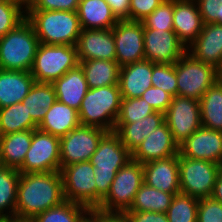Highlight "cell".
<instances>
[{
  "label": "cell",
  "instance_id": "cell-44",
  "mask_svg": "<svg viewBox=\"0 0 222 222\" xmlns=\"http://www.w3.org/2000/svg\"><path fill=\"white\" fill-rule=\"evenodd\" d=\"M80 0H36L26 11H75L77 12Z\"/></svg>",
  "mask_w": 222,
  "mask_h": 222
},
{
  "label": "cell",
  "instance_id": "cell-12",
  "mask_svg": "<svg viewBox=\"0 0 222 222\" xmlns=\"http://www.w3.org/2000/svg\"><path fill=\"white\" fill-rule=\"evenodd\" d=\"M108 131L79 125L60 138V170L70 164L89 161Z\"/></svg>",
  "mask_w": 222,
  "mask_h": 222
},
{
  "label": "cell",
  "instance_id": "cell-16",
  "mask_svg": "<svg viewBox=\"0 0 222 222\" xmlns=\"http://www.w3.org/2000/svg\"><path fill=\"white\" fill-rule=\"evenodd\" d=\"M178 155L220 164L222 132L201 127L178 145Z\"/></svg>",
  "mask_w": 222,
  "mask_h": 222
},
{
  "label": "cell",
  "instance_id": "cell-4",
  "mask_svg": "<svg viewBox=\"0 0 222 222\" xmlns=\"http://www.w3.org/2000/svg\"><path fill=\"white\" fill-rule=\"evenodd\" d=\"M121 100L119 84L89 89L78 110L80 125L114 131Z\"/></svg>",
  "mask_w": 222,
  "mask_h": 222
},
{
  "label": "cell",
  "instance_id": "cell-19",
  "mask_svg": "<svg viewBox=\"0 0 222 222\" xmlns=\"http://www.w3.org/2000/svg\"><path fill=\"white\" fill-rule=\"evenodd\" d=\"M203 26L195 0H174L173 30L186 48L196 40Z\"/></svg>",
  "mask_w": 222,
  "mask_h": 222
},
{
  "label": "cell",
  "instance_id": "cell-2",
  "mask_svg": "<svg viewBox=\"0 0 222 222\" xmlns=\"http://www.w3.org/2000/svg\"><path fill=\"white\" fill-rule=\"evenodd\" d=\"M132 160V153L122 144L115 131H108L90 158L96 181V209L108 194L117 172Z\"/></svg>",
  "mask_w": 222,
  "mask_h": 222
},
{
  "label": "cell",
  "instance_id": "cell-41",
  "mask_svg": "<svg viewBox=\"0 0 222 222\" xmlns=\"http://www.w3.org/2000/svg\"><path fill=\"white\" fill-rule=\"evenodd\" d=\"M197 222H222V203L212 197L199 199Z\"/></svg>",
  "mask_w": 222,
  "mask_h": 222
},
{
  "label": "cell",
  "instance_id": "cell-35",
  "mask_svg": "<svg viewBox=\"0 0 222 222\" xmlns=\"http://www.w3.org/2000/svg\"><path fill=\"white\" fill-rule=\"evenodd\" d=\"M37 127L22 102L0 108V135L35 130Z\"/></svg>",
  "mask_w": 222,
  "mask_h": 222
},
{
  "label": "cell",
  "instance_id": "cell-32",
  "mask_svg": "<svg viewBox=\"0 0 222 222\" xmlns=\"http://www.w3.org/2000/svg\"><path fill=\"white\" fill-rule=\"evenodd\" d=\"M175 194L178 193L164 192L150 187L144 182L137 191L128 211L166 213Z\"/></svg>",
  "mask_w": 222,
  "mask_h": 222
},
{
  "label": "cell",
  "instance_id": "cell-17",
  "mask_svg": "<svg viewBox=\"0 0 222 222\" xmlns=\"http://www.w3.org/2000/svg\"><path fill=\"white\" fill-rule=\"evenodd\" d=\"M75 47L78 61L92 59L116 61L112 29H82Z\"/></svg>",
  "mask_w": 222,
  "mask_h": 222
},
{
  "label": "cell",
  "instance_id": "cell-3",
  "mask_svg": "<svg viewBox=\"0 0 222 222\" xmlns=\"http://www.w3.org/2000/svg\"><path fill=\"white\" fill-rule=\"evenodd\" d=\"M26 19L45 45L75 46L82 30L75 11H26Z\"/></svg>",
  "mask_w": 222,
  "mask_h": 222
},
{
  "label": "cell",
  "instance_id": "cell-48",
  "mask_svg": "<svg viewBox=\"0 0 222 222\" xmlns=\"http://www.w3.org/2000/svg\"><path fill=\"white\" fill-rule=\"evenodd\" d=\"M92 216L98 222H130L125 214L120 213H104L101 211H93Z\"/></svg>",
  "mask_w": 222,
  "mask_h": 222
},
{
  "label": "cell",
  "instance_id": "cell-11",
  "mask_svg": "<svg viewBox=\"0 0 222 222\" xmlns=\"http://www.w3.org/2000/svg\"><path fill=\"white\" fill-rule=\"evenodd\" d=\"M20 173H46L60 171V138L49 133L32 130V141Z\"/></svg>",
  "mask_w": 222,
  "mask_h": 222
},
{
  "label": "cell",
  "instance_id": "cell-34",
  "mask_svg": "<svg viewBox=\"0 0 222 222\" xmlns=\"http://www.w3.org/2000/svg\"><path fill=\"white\" fill-rule=\"evenodd\" d=\"M93 211L88 207L64 201L62 204L40 213L32 222H87Z\"/></svg>",
  "mask_w": 222,
  "mask_h": 222
},
{
  "label": "cell",
  "instance_id": "cell-15",
  "mask_svg": "<svg viewBox=\"0 0 222 222\" xmlns=\"http://www.w3.org/2000/svg\"><path fill=\"white\" fill-rule=\"evenodd\" d=\"M145 59L154 64H174L186 52L174 30L144 29Z\"/></svg>",
  "mask_w": 222,
  "mask_h": 222
},
{
  "label": "cell",
  "instance_id": "cell-38",
  "mask_svg": "<svg viewBox=\"0 0 222 222\" xmlns=\"http://www.w3.org/2000/svg\"><path fill=\"white\" fill-rule=\"evenodd\" d=\"M26 19V10L15 0H0V38Z\"/></svg>",
  "mask_w": 222,
  "mask_h": 222
},
{
  "label": "cell",
  "instance_id": "cell-20",
  "mask_svg": "<svg viewBox=\"0 0 222 222\" xmlns=\"http://www.w3.org/2000/svg\"><path fill=\"white\" fill-rule=\"evenodd\" d=\"M144 182L155 189L180 193L178 155L142 164Z\"/></svg>",
  "mask_w": 222,
  "mask_h": 222
},
{
  "label": "cell",
  "instance_id": "cell-18",
  "mask_svg": "<svg viewBox=\"0 0 222 222\" xmlns=\"http://www.w3.org/2000/svg\"><path fill=\"white\" fill-rule=\"evenodd\" d=\"M176 155L178 144L173 140L172 133L164 122L133 151L132 160L144 164Z\"/></svg>",
  "mask_w": 222,
  "mask_h": 222
},
{
  "label": "cell",
  "instance_id": "cell-29",
  "mask_svg": "<svg viewBox=\"0 0 222 222\" xmlns=\"http://www.w3.org/2000/svg\"><path fill=\"white\" fill-rule=\"evenodd\" d=\"M89 89L119 84L120 66L116 61L92 59L79 61Z\"/></svg>",
  "mask_w": 222,
  "mask_h": 222
},
{
  "label": "cell",
  "instance_id": "cell-50",
  "mask_svg": "<svg viewBox=\"0 0 222 222\" xmlns=\"http://www.w3.org/2000/svg\"><path fill=\"white\" fill-rule=\"evenodd\" d=\"M19 5H21L25 10L31 7L36 0H15Z\"/></svg>",
  "mask_w": 222,
  "mask_h": 222
},
{
  "label": "cell",
  "instance_id": "cell-45",
  "mask_svg": "<svg viewBox=\"0 0 222 222\" xmlns=\"http://www.w3.org/2000/svg\"><path fill=\"white\" fill-rule=\"evenodd\" d=\"M165 0H130V20L141 22Z\"/></svg>",
  "mask_w": 222,
  "mask_h": 222
},
{
  "label": "cell",
  "instance_id": "cell-36",
  "mask_svg": "<svg viewBox=\"0 0 222 222\" xmlns=\"http://www.w3.org/2000/svg\"><path fill=\"white\" fill-rule=\"evenodd\" d=\"M199 199L178 193L173 196L166 215L169 222H197Z\"/></svg>",
  "mask_w": 222,
  "mask_h": 222
},
{
  "label": "cell",
  "instance_id": "cell-42",
  "mask_svg": "<svg viewBox=\"0 0 222 222\" xmlns=\"http://www.w3.org/2000/svg\"><path fill=\"white\" fill-rule=\"evenodd\" d=\"M204 24L222 25V0H195Z\"/></svg>",
  "mask_w": 222,
  "mask_h": 222
},
{
  "label": "cell",
  "instance_id": "cell-21",
  "mask_svg": "<svg viewBox=\"0 0 222 222\" xmlns=\"http://www.w3.org/2000/svg\"><path fill=\"white\" fill-rule=\"evenodd\" d=\"M187 52L195 59L220 70L222 67V25L204 24L199 36L187 48Z\"/></svg>",
  "mask_w": 222,
  "mask_h": 222
},
{
  "label": "cell",
  "instance_id": "cell-47",
  "mask_svg": "<svg viewBox=\"0 0 222 222\" xmlns=\"http://www.w3.org/2000/svg\"><path fill=\"white\" fill-rule=\"evenodd\" d=\"M119 20H130V0H105Z\"/></svg>",
  "mask_w": 222,
  "mask_h": 222
},
{
  "label": "cell",
  "instance_id": "cell-54",
  "mask_svg": "<svg viewBox=\"0 0 222 222\" xmlns=\"http://www.w3.org/2000/svg\"><path fill=\"white\" fill-rule=\"evenodd\" d=\"M220 172L222 173V161L220 163Z\"/></svg>",
  "mask_w": 222,
  "mask_h": 222
},
{
  "label": "cell",
  "instance_id": "cell-46",
  "mask_svg": "<svg viewBox=\"0 0 222 222\" xmlns=\"http://www.w3.org/2000/svg\"><path fill=\"white\" fill-rule=\"evenodd\" d=\"M130 222H169L166 213L127 211L124 213Z\"/></svg>",
  "mask_w": 222,
  "mask_h": 222
},
{
  "label": "cell",
  "instance_id": "cell-6",
  "mask_svg": "<svg viewBox=\"0 0 222 222\" xmlns=\"http://www.w3.org/2000/svg\"><path fill=\"white\" fill-rule=\"evenodd\" d=\"M144 183L142 164L130 160L116 174L108 194L94 211L124 214L130 209L134 197Z\"/></svg>",
  "mask_w": 222,
  "mask_h": 222
},
{
  "label": "cell",
  "instance_id": "cell-33",
  "mask_svg": "<svg viewBox=\"0 0 222 222\" xmlns=\"http://www.w3.org/2000/svg\"><path fill=\"white\" fill-rule=\"evenodd\" d=\"M19 180L18 169L0 167V219L15 217Z\"/></svg>",
  "mask_w": 222,
  "mask_h": 222
},
{
  "label": "cell",
  "instance_id": "cell-28",
  "mask_svg": "<svg viewBox=\"0 0 222 222\" xmlns=\"http://www.w3.org/2000/svg\"><path fill=\"white\" fill-rule=\"evenodd\" d=\"M31 141L32 130L0 135V151L3 166L19 169L23 165Z\"/></svg>",
  "mask_w": 222,
  "mask_h": 222
},
{
  "label": "cell",
  "instance_id": "cell-9",
  "mask_svg": "<svg viewBox=\"0 0 222 222\" xmlns=\"http://www.w3.org/2000/svg\"><path fill=\"white\" fill-rule=\"evenodd\" d=\"M180 193L201 199L211 197L220 164L178 155Z\"/></svg>",
  "mask_w": 222,
  "mask_h": 222
},
{
  "label": "cell",
  "instance_id": "cell-25",
  "mask_svg": "<svg viewBox=\"0 0 222 222\" xmlns=\"http://www.w3.org/2000/svg\"><path fill=\"white\" fill-rule=\"evenodd\" d=\"M164 122V113L155 111L137 122L115 123L114 131L119 135L122 144L133 153L143 140Z\"/></svg>",
  "mask_w": 222,
  "mask_h": 222
},
{
  "label": "cell",
  "instance_id": "cell-30",
  "mask_svg": "<svg viewBox=\"0 0 222 222\" xmlns=\"http://www.w3.org/2000/svg\"><path fill=\"white\" fill-rule=\"evenodd\" d=\"M202 127L222 132V79L209 87L199 100Z\"/></svg>",
  "mask_w": 222,
  "mask_h": 222
},
{
  "label": "cell",
  "instance_id": "cell-22",
  "mask_svg": "<svg viewBox=\"0 0 222 222\" xmlns=\"http://www.w3.org/2000/svg\"><path fill=\"white\" fill-rule=\"evenodd\" d=\"M153 63L142 60L120 67L119 87L122 98H139L152 86Z\"/></svg>",
  "mask_w": 222,
  "mask_h": 222
},
{
  "label": "cell",
  "instance_id": "cell-1",
  "mask_svg": "<svg viewBox=\"0 0 222 222\" xmlns=\"http://www.w3.org/2000/svg\"><path fill=\"white\" fill-rule=\"evenodd\" d=\"M65 200L60 171L20 173L15 218L32 220Z\"/></svg>",
  "mask_w": 222,
  "mask_h": 222
},
{
  "label": "cell",
  "instance_id": "cell-31",
  "mask_svg": "<svg viewBox=\"0 0 222 222\" xmlns=\"http://www.w3.org/2000/svg\"><path fill=\"white\" fill-rule=\"evenodd\" d=\"M57 97L52 83L35 82L28 95L22 100L32 120L39 125L47 110L56 102Z\"/></svg>",
  "mask_w": 222,
  "mask_h": 222
},
{
  "label": "cell",
  "instance_id": "cell-26",
  "mask_svg": "<svg viewBox=\"0 0 222 222\" xmlns=\"http://www.w3.org/2000/svg\"><path fill=\"white\" fill-rule=\"evenodd\" d=\"M77 14L81 29H112L119 21L105 0H80Z\"/></svg>",
  "mask_w": 222,
  "mask_h": 222
},
{
  "label": "cell",
  "instance_id": "cell-49",
  "mask_svg": "<svg viewBox=\"0 0 222 222\" xmlns=\"http://www.w3.org/2000/svg\"><path fill=\"white\" fill-rule=\"evenodd\" d=\"M211 197L215 199L216 201L222 203V173L221 172L217 177Z\"/></svg>",
  "mask_w": 222,
  "mask_h": 222
},
{
  "label": "cell",
  "instance_id": "cell-24",
  "mask_svg": "<svg viewBox=\"0 0 222 222\" xmlns=\"http://www.w3.org/2000/svg\"><path fill=\"white\" fill-rule=\"evenodd\" d=\"M35 82L30 71L0 69V108L22 102Z\"/></svg>",
  "mask_w": 222,
  "mask_h": 222
},
{
  "label": "cell",
  "instance_id": "cell-27",
  "mask_svg": "<svg viewBox=\"0 0 222 222\" xmlns=\"http://www.w3.org/2000/svg\"><path fill=\"white\" fill-rule=\"evenodd\" d=\"M79 125L78 111L56 100L37 129L61 138Z\"/></svg>",
  "mask_w": 222,
  "mask_h": 222
},
{
  "label": "cell",
  "instance_id": "cell-23",
  "mask_svg": "<svg viewBox=\"0 0 222 222\" xmlns=\"http://www.w3.org/2000/svg\"><path fill=\"white\" fill-rule=\"evenodd\" d=\"M52 84L54 85L57 100L78 111L89 90L81 66L78 64Z\"/></svg>",
  "mask_w": 222,
  "mask_h": 222
},
{
  "label": "cell",
  "instance_id": "cell-43",
  "mask_svg": "<svg viewBox=\"0 0 222 222\" xmlns=\"http://www.w3.org/2000/svg\"><path fill=\"white\" fill-rule=\"evenodd\" d=\"M142 99L151 105L154 111L165 113L171 103L172 96L161 88L151 86L142 95Z\"/></svg>",
  "mask_w": 222,
  "mask_h": 222
},
{
  "label": "cell",
  "instance_id": "cell-37",
  "mask_svg": "<svg viewBox=\"0 0 222 222\" xmlns=\"http://www.w3.org/2000/svg\"><path fill=\"white\" fill-rule=\"evenodd\" d=\"M154 112L151 105L145 102V99L141 97L122 98L116 123L137 122Z\"/></svg>",
  "mask_w": 222,
  "mask_h": 222
},
{
  "label": "cell",
  "instance_id": "cell-51",
  "mask_svg": "<svg viewBox=\"0 0 222 222\" xmlns=\"http://www.w3.org/2000/svg\"><path fill=\"white\" fill-rule=\"evenodd\" d=\"M0 222H32V220L19 219V218H4L0 219Z\"/></svg>",
  "mask_w": 222,
  "mask_h": 222
},
{
  "label": "cell",
  "instance_id": "cell-53",
  "mask_svg": "<svg viewBox=\"0 0 222 222\" xmlns=\"http://www.w3.org/2000/svg\"><path fill=\"white\" fill-rule=\"evenodd\" d=\"M3 164H2V160H1V151H0V167H2Z\"/></svg>",
  "mask_w": 222,
  "mask_h": 222
},
{
  "label": "cell",
  "instance_id": "cell-52",
  "mask_svg": "<svg viewBox=\"0 0 222 222\" xmlns=\"http://www.w3.org/2000/svg\"><path fill=\"white\" fill-rule=\"evenodd\" d=\"M91 222H98L93 216H91Z\"/></svg>",
  "mask_w": 222,
  "mask_h": 222
},
{
  "label": "cell",
  "instance_id": "cell-8",
  "mask_svg": "<svg viewBox=\"0 0 222 222\" xmlns=\"http://www.w3.org/2000/svg\"><path fill=\"white\" fill-rule=\"evenodd\" d=\"M78 64L75 46L40 43L30 72L36 82L53 83Z\"/></svg>",
  "mask_w": 222,
  "mask_h": 222
},
{
  "label": "cell",
  "instance_id": "cell-40",
  "mask_svg": "<svg viewBox=\"0 0 222 222\" xmlns=\"http://www.w3.org/2000/svg\"><path fill=\"white\" fill-rule=\"evenodd\" d=\"M152 86L161 88L172 97L178 95L177 77L174 64H154L152 72Z\"/></svg>",
  "mask_w": 222,
  "mask_h": 222
},
{
  "label": "cell",
  "instance_id": "cell-7",
  "mask_svg": "<svg viewBox=\"0 0 222 222\" xmlns=\"http://www.w3.org/2000/svg\"><path fill=\"white\" fill-rule=\"evenodd\" d=\"M178 95L200 100L220 78L219 70L186 52L175 62Z\"/></svg>",
  "mask_w": 222,
  "mask_h": 222
},
{
  "label": "cell",
  "instance_id": "cell-14",
  "mask_svg": "<svg viewBox=\"0 0 222 222\" xmlns=\"http://www.w3.org/2000/svg\"><path fill=\"white\" fill-rule=\"evenodd\" d=\"M116 62L123 65L142 61L144 54V25L139 21L119 20L112 28Z\"/></svg>",
  "mask_w": 222,
  "mask_h": 222
},
{
  "label": "cell",
  "instance_id": "cell-5",
  "mask_svg": "<svg viewBox=\"0 0 222 222\" xmlns=\"http://www.w3.org/2000/svg\"><path fill=\"white\" fill-rule=\"evenodd\" d=\"M40 41L25 19L0 38V69L31 71Z\"/></svg>",
  "mask_w": 222,
  "mask_h": 222
},
{
  "label": "cell",
  "instance_id": "cell-10",
  "mask_svg": "<svg viewBox=\"0 0 222 222\" xmlns=\"http://www.w3.org/2000/svg\"><path fill=\"white\" fill-rule=\"evenodd\" d=\"M66 201L96 210V181L90 161L70 164L60 170Z\"/></svg>",
  "mask_w": 222,
  "mask_h": 222
},
{
  "label": "cell",
  "instance_id": "cell-13",
  "mask_svg": "<svg viewBox=\"0 0 222 222\" xmlns=\"http://www.w3.org/2000/svg\"><path fill=\"white\" fill-rule=\"evenodd\" d=\"M165 123L179 145L192 133L202 127L200 104L196 99L177 95L164 113Z\"/></svg>",
  "mask_w": 222,
  "mask_h": 222
},
{
  "label": "cell",
  "instance_id": "cell-39",
  "mask_svg": "<svg viewBox=\"0 0 222 222\" xmlns=\"http://www.w3.org/2000/svg\"><path fill=\"white\" fill-rule=\"evenodd\" d=\"M174 0H165L141 22L144 29L173 30Z\"/></svg>",
  "mask_w": 222,
  "mask_h": 222
}]
</instances>
